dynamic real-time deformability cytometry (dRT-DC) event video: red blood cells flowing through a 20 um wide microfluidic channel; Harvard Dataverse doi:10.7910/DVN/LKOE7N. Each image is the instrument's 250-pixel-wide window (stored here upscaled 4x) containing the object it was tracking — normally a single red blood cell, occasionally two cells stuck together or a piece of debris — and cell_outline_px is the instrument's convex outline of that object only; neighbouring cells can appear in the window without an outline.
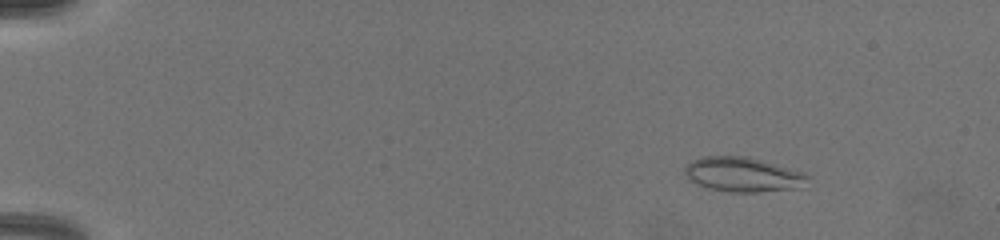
{"species": "common noctule bat (a hibernating species)", "species_latin": "Nyctalus noctula", "temperature_condition": "warm", "stored_images_in_passage": 41, "camera_frame_rate_fps": 3000, "um_per_image_px": 0.085, "animal": {"sex": "female", "body_mass_g": 19.5, "forearm_length_mm": 54.1}, "frame": {"image": 1, "passage_image": 6, "time_ms": 2.0, "image_size_px": [1000, 240], "cell_outline_px": [[808, 176], [800, 188], [756, 192], [728, 192], [708, 188], [692, 180], [684, 172], [684, 168], [692, 160], [704, 156], [748, 156], [804, 172]], "centroid_in_image_um": [63.15, 14.83], "position_along_channel_um": 21.9, "area_um2": 24.51}}
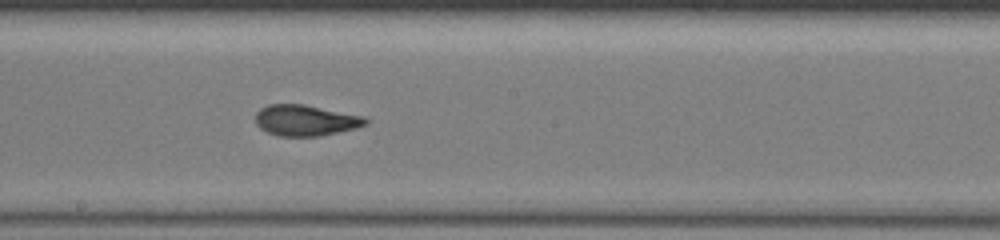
{"frame": {"image": 2, "passage_image": 24, "time_ms": 10.0, "image_size_px": [1000, 240], "cell_outline_px": [[368, 124], [356, 128], [320, 136], [276, 136], [260, 128], [256, 124], [256, 112], [260, 108], [268, 104], [304, 104], [364, 116], [368, 120]], "centroid_in_image_um": [25.97, 10.23], "position_along_channel_um": 222.2, "area_um2": 19.94}}
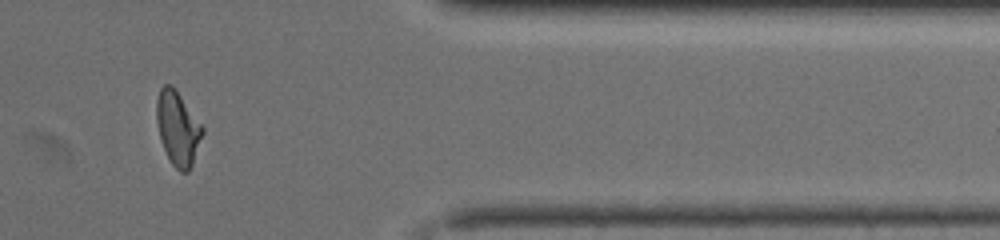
{"frame": {"image": 3, "passage_image": 35, "time_ms": 14.667, "image_size_px": [1000, 240], "cell_outline_px": [[204, 132], [192, 164], [188, 172], [180, 172], [172, 164], [160, 140], [156, 120], [156, 100], [160, 88], [164, 84], [172, 84], [176, 88], [204, 128]], "centroid_in_image_um": [15.1, 10.86], "position_along_channel_um": 396.3, "area_um2": 19.88}, "authors_computed_cell_mechanics": {"area_um2": 19.941, "velocity_mm_per_s": 4.1052, "shape_relaxation_time_tau1_ms": 6.7735, "shape_relaxation_time_tau2_ms": 1.5251, "deformation_change_tau1": 0.2291, "deformation_change_tau2": 0.0803}}